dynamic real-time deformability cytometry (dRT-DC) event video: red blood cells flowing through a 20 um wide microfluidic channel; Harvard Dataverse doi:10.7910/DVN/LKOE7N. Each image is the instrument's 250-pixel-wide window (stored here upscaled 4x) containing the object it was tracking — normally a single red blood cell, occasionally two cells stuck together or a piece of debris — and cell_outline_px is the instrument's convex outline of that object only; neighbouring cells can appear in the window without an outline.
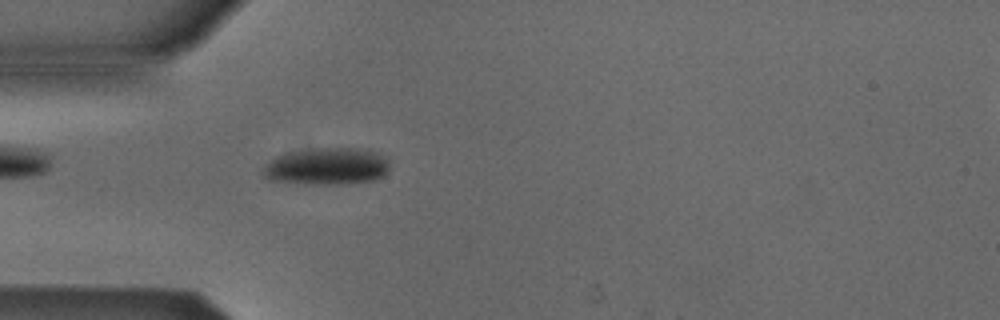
{"species": "Egyptian fruit bat (a non-hibernating species)", "species_latin": "Rousettus aegyptiacus", "temperature_condition": "cold", "stored_images_in_passage": 38, "camera_frame_rate_fps": 3000, "um_per_image_px": 0.085, "animal": {"sex": "male"}, "frame": {"image": 1, "passage_image": 1, "time_ms": 0.0, "image_size_px": [1000, 320], "cell_outline_px": [[388, 172], [384, 176], [372, 180], [348, 184], [296, 184], [268, 180], [260, 172], [264, 164], [276, 156], [296, 152], [320, 148], [352, 148], [376, 152], [388, 156]], "centroid_in_image_um": [27.77, 14.17], "position_along_channel_um": 57.2, "area_um2": 27.57}}
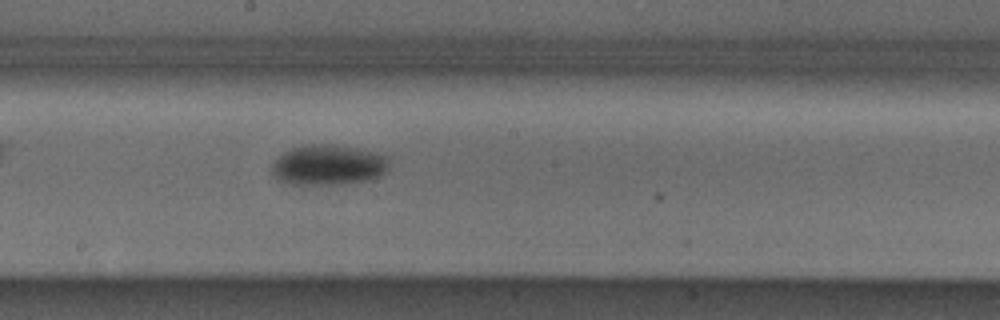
{"frame": {"image": 2, "passage_image": 14, "time_ms": 4.333, "image_size_px": [1000, 320], "cell_outline_px": [[388, 168], [380, 176], [368, 180], [344, 184], [292, 184], [280, 180], [272, 172], [272, 164], [284, 152], [292, 148], [304, 144], [328, 144], [356, 148], [388, 156]], "centroid_in_image_um": [27.92, 14.02], "position_along_channel_um": 220.3, "area_um2": 27.34}}
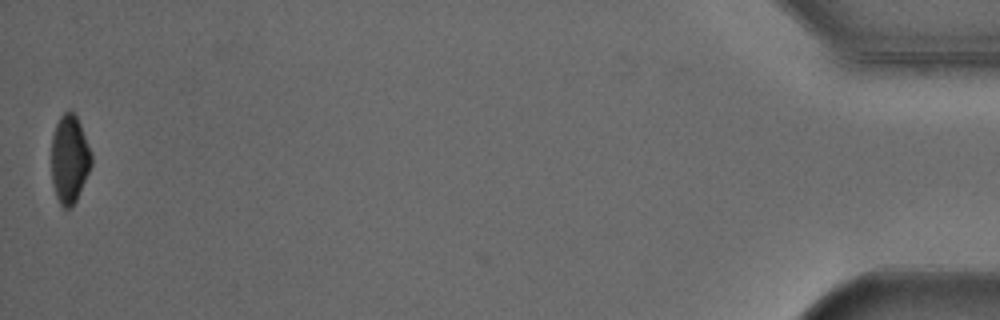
{"frame": {"image": 3, "passage_image": 38, "time_ms": 12.333, "image_size_px": [1000, 320], "cell_outline_px": [[92, 164], [76, 200], [68, 208], [64, 208], [60, 204], [56, 196], [52, 184], [52, 136], [56, 124], [60, 116], [68, 108], [76, 116], [80, 124], [92, 156]], "centroid_in_image_um": [5.89, 13.5], "position_along_channel_um": 429.3, "area_um2": 20.29}, "authors_computed_cell_mechanics": {"area_um2": 25.4609, "velocity_mm_per_s": 3.8664, "shape_relaxation_time_tau1_ms": 2.4877, "shape_relaxation_time_tau2_ms": null, "deformation_change_tau1": 0.0886, "deformation_change_tau2": null}}